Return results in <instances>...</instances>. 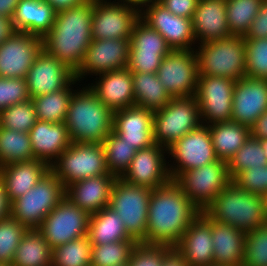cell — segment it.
I'll return each mask as SVG.
<instances>
[{
    "label": "cell",
    "mask_w": 267,
    "mask_h": 266,
    "mask_svg": "<svg viewBox=\"0 0 267 266\" xmlns=\"http://www.w3.org/2000/svg\"><path fill=\"white\" fill-rule=\"evenodd\" d=\"M176 16L192 19L199 0H157Z\"/></svg>",
    "instance_id": "f5cc1de1"
},
{
    "label": "cell",
    "mask_w": 267,
    "mask_h": 266,
    "mask_svg": "<svg viewBox=\"0 0 267 266\" xmlns=\"http://www.w3.org/2000/svg\"><path fill=\"white\" fill-rule=\"evenodd\" d=\"M202 212L211 220L231 225L245 233L266 223L263 196L243 191L233 182Z\"/></svg>",
    "instance_id": "277c9868"
},
{
    "label": "cell",
    "mask_w": 267,
    "mask_h": 266,
    "mask_svg": "<svg viewBox=\"0 0 267 266\" xmlns=\"http://www.w3.org/2000/svg\"><path fill=\"white\" fill-rule=\"evenodd\" d=\"M74 78L73 70L43 49L25 77L30 98L65 88Z\"/></svg>",
    "instance_id": "ffe728a7"
},
{
    "label": "cell",
    "mask_w": 267,
    "mask_h": 266,
    "mask_svg": "<svg viewBox=\"0 0 267 266\" xmlns=\"http://www.w3.org/2000/svg\"><path fill=\"white\" fill-rule=\"evenodd\" d=\"M108 172L120 178L131 164L137 150L112 131L102 143Z\"/></svg>",
    "instance_id": "8d00e7d4"
},
{
    "label": "cell",
    "mask_w": 267,
    "mask_h": 266,
    "mask_svg": "<svg viewBox=\"0 0 267 266\" xmlns=\"http://www.w3.org/2000/svg\"><path fill=\"white\" fill-rule=\"evenodd\" d=\"M94 0L57 11L50 31L42 38L43 50L76 72L92 41Z\"/></svg>",
    "instance_id": "7a4b0ae2"
},
{
    "label": "cell",
    "mask_w": 267,
    "mask_h": 266,
    "mask_svg": "<svg viewBox=\"0 0 267 266\" xmlns=\"http://www.w3.org/2000/svg\"><path fill=\"white\" fill-rule=\"evenodd\" d=\"M242 266H267V223L246 233Z\"/></svg>",
    "instance_id": "f6af8a7d"
},
{
    "label": "cell",
    "mask_w": 267,
    "mask_h": 266,
    "mask_svg": "<svg viewBox=\"0 0 267 266\" xmlns=\"http://www.w3.org/2000/svg\"><path fill=\"white\" fill-rule=\"evenodd\" d=\"M78 81L77 78H74L65 88L31 98L35 107L37 120L52 123L64 122L69 103L76 90L74 87L82 85Z\"/></svg>",
    "instance_id": "836d02e7"
},
{
    "label": "cell",
    "mask_w": 267,
    "mask_h": 266,
    "mask_svg": "<svg viewBox=\"0 0 267 266\" xmlns=\"http://www.w3.org/2000/svg\"><path fill=\"white\" fill-rule=\"evenodd\" d=\"M49 171L47 163L32 159L0 167V178L5 183L7 195L12 202L33 188Z\"/></svg>",
    "instance_id": "f1b7e54d"
},
{
    "label": "cell",
    "mask_w": 267,
    "mask_h": 266,
    "mask_svg": "<svg viewBox=\"0 0 267 266\" xmlns=\"http://www.w3.org/2000/svg\"><path fill=\"white\" fill-rule=\"evenodd\" d=\"M135 240L92 245L90 266H121L129 263Z\"/></svg>",
    "instance_id": "60d3db41"
},
{
    "label": "cell",
    "mask_w": 267,
    "mask_h": 266,
    "mask_svg": "<svg viewBox=\"0 0 267 266\" xmlns=\"http://www.w3.org/2000/svg\"><path fill=\"white\" fill-rule=\"evenodd\" d=\"M167 156L173 160H168V169L172 180H175L182 172L219 160L212 144L209 127L204 124L189 131L169 146Z\"/></svg>",
    "instance_id": "8fae6325"
},
{
    "label": "cell",
    "mask_w": 267,
    "mask_h": 266,
    "mask_svg": "<svg viewBox=\"0 0 267 266\" xmlns=\"http://www.w3.org/2000/svg\"><path fill=\"white\" fill-rule=\"evenodd\" d=\"M44 1L48 2L57 12L82 4L86 0H44Z\"/></svg>",
    "instance_id": "680465c9"
},
{
    "label": "cell",
    "mask_w": 267,
    "mask_h": 266,
    "mask_svg": "<svg viewBox=\"0 0 267 266\" xmlns=\"http://www.w3.org/2000/svg\"><path fill=\"white\" fill-rule=\"evenodd\" d=\"M0 266H11V265L0 263Z\"/></svg>",
    "instance_id": "e7e4bbea"
},
{
    "label": "cell",
    "mask_w": 267,
    "mask_h": 266,
    "mask_svg": "<svg viewBox=\"0 0 267 266\" xmlns=\"http://www.w3.org/2000/svg\"><path fill=\"white\" fill-rule=\"evenodd\" d=\"M201 124L200 109L195 96L172 97L163 109L154 111V143L167 149Z\"/></svg>",
    "instance_id": "52a82bcc"
},
{
    "label": "cell",
    "mask_w": 267,
    "mask_h": 266,
    "mask_svg": "<svg viewBox=\"0 0 267 266\" xmlns=\"http://www.w3.org/2000/svg\"><path fill=\"white\" fill-rule=\"evenodd\" d=\"M263 198H264V214L267 223V194Z\"/></svg>",
    "instance_id": "be15d7a7"
},
{
    "label": "cell",
    "mask_w": 267,
    "mask_h": 266,
    "mask_svg": "<svg viewBox=\"0 0 267 266\" xmlns=\"http://www.w3.org/2000/svg\"><path fill=\"white\" fill-rule=\"evenodd\" d=\"M200 212L174 180L153 189L143 243L174 247Z\"/></svg>",
    "instance_id": "6da1fadb"
},
{
    "label": "cell",
    "mask_w": 267,
    "mask_h": 266,
    "mask_svg": "<svg viewBox=\"0 0 267 266\" xmlns=\"http://www.w3.org/2000/svg\"><path fill=\"white\" fill-rule=\"evenodd\" d=\"M166 155L167 149L156 143L138 150L120 179L152 190L166 185L172 180Z\"/></svg>",
    "instance_id": "d6986e66"
},
{
    "label": "cell",
    "mask_w": 267,
    "mask_h": 266,
    "mask_svg": "<svg viewBox=\"0 0 267 266\" xmlns=\"http://www.w3.org/2000/svg\"><path fill=\"white\" fill-rule=\"evenodd\" d=\"M29 99L25 78L0 77V112L13 104Z\"/></svg>",
    "instance_id": "c3c4849f"
},
{
    "label": "cell",
    "mask_w": 267,
    "mask_h": 266,
    "mask_svg": "<svg viewBox=\"0 0 267 266\" xmlns=\"http://www.w3.org/2000/svg\"><path fill=\"white\" fill-rule=\"evenodd\" d=\"M135 106L157 111L163 109L172 97L163 87L157 73L131 72Z\"/></svg>",
    "instance_id": "e575fe53"
},
{
    "label": "cell",
    "mask_w": 267,
    "mask_h": 266,
    "mask_svg": "<svg viewBox=\"0 0 267 266\" xmlns=\"http://www.w3.org/2000/svg\"><path fill=\"white\" fill-rule=\"evenodd\" d=\"M50 170L65 187L85 178L112 175L107 169L103 145L95 143L72 142Z\"/></svg>",
    "instance_id": "9c48e42d"
},
{
    "label": "cell",
    "mask_w": 267,
    "mask_h": 266,
    "mask_svg": "<svg viewBox=\"0 0 267 266\" xmlns=\"http://www.w3.org/2000/svg\"><path fill=\"white\" fill-rule=\"evenodd\" d=\"M117 1H123V2H131V3H135L138 6H141L142 4H144L146 1L149 0H117Z\"/></svg>",
    "instance_id": "94428289"
},
{
    "label": "cell",
    "mask_w": 267,
    "mask_h": 266,
    "mask_svg": "<svg viewBox=\"0 0 267 266\" xmlns=\"http://www.w3.org/2000/svg\"><path fill=\"white\" fill-rule=\"evenodd\" d=\"M243 191L265 196L267 194V165L248 168L240 172L233 180Z\"/></svg>",
    "instance_id": "681fc988"
},
{
    "label": "cell",
    "mask_w": 267,
    "mask_h": 266,
    "mask_svg": "<svg viewBox=\"0 0 267 266\" xmlns=\"http://www.w3.org/2000/svg\"><path fill=\"white\" fill-rule=\"evenodd\" d=\"M88 236L92 245L134 240L127 233L120 216L110 207L90 214Z\"/></svg>",
    "instance_id": "1f68e13d"
},
{
    "label": "cell",
    "mask_w": 267,
    "mask_h": 266,
    "mask_svg": "<svg viewBox=\"0 0 267 266\" xmlns=\"http://www.w3.org/2000/svg\"><path fill=\"white\" fill-rule=\"evenodd\" d=\"M96 76L88 86L113 112L135 106L133 78L127 67Z\"/></svg>",
    "instance_id": "603a6c76"
},
{
    "label": "cell",
    "mask_w": 267,
    "mask_h": 266,
    "mask_svg": "<svg viewBox=\"0 0 267 266\" xmlns=\"http://www.w3.org/2000/svg\"><path fill=\"white\" fill-rule=\"evenodd\" d=\"M140 18L159 32L172 50H194L197 46L192 19L172 14L157 0L140 6Z\"/></svg>",
    "instance_id": "9a60e30c"
},
{
    "label": "cell",
    "mask_w": 267,
    "mask_h": 266,
    "mask_svg": "<svg viewBox=\"0 0 267 266\" xmlns=\"http://www.w3.org/2000/svg\"><path fill=\"white\" fill-rule=\"evenodd\" d=\"M116 179L114 175H100L75 181L65 187V197L87 213H96L109 207Z\"/></svg>",
    "instance_id": "d4e9b609"
},
{
    "label": "cell",
    "mask_w": 267,
    "mask_h": 266,
    "mask_svg": "<svg viewBox=\"0 0 267 266\" xmlns=\"http://www.w3.org/2000/svg\"><path fill=\"white\" fill-rule=\"evenodd\" d=\"M200 213L211 223L214 264L242 266L246 233L231 225L211 220L202 211Z\"/></svg>",
    "instance_id": "83f0119b"
},
{
    "label": "cell",
    "mask_w": 267,
    "mask_h": 266,
    "mask_svg": "<svg viewBox=\"0 0 267 266\" xmlns=\"http://www.w3.org/2000/svg\"><path fill=\"white\" fill-rule=\"evenodd\" d=\"M29 136L35 159L44 161L49 166L72 143L64 122L52 123L37 120L29 131Z\"/></svg>",
    "instance_id": "4316f807"
},
{
    "label": "cell",
    "mask_w": 267,
    "mask_h": 266,
    "mask_svg": "<svg viewBox=\"0 0 267 266\" xmlns=\"http://www.w3.org/2000/svg\"><path fill=\"white\" fill-rule=\"evenodd\" d=\"M264 0H226L230 34L244 37Z\"/></svg>",
    "instance_id": "74e56055"
},
{
    "label": "cell",
    "mask_w": 267,
    "mask_h": 266,
    "mask_svg": "<svg viewBox=\"0 0 267 266\" xmlns=\"http://www.w3.org/2000/svg\"><path fill=\"white\" fill-rule=\"evenodd\" d=\"M42 49V37L14 32L0 45V77L25 78Z\"/></svg>",
    "instance_id": "ac0fdd59"
},
{
    "label": "cell",
    "mask_w": 267,
    "mask_h": 266,
    "mask_svg": "<svg viewBox=\"0 0 267 266\" xmlns=\"http://www.w3.org/2000/svg\"><path fill=\"white\" fill-rule=\"evenodd\" d=\"M167 54L129 53L127 68L131 72L157 73Z\"/></svg>",
    "instance_id": "f907efd6"
},
{
    "label": "cell",
    "mask_w": 267,
    "mask_h": 266,
    "mask_svg": "<svg viewBox=\"0 0 267 266\" xmlns=\"http://www.w3.org/2000/svg\"><path fill=\"white\" fill-rule=\"evenodd\" d=\"M194 51L198 60L199 75L227 77L235 81L245 77L244 37L232 35L198 44Z\"/></svg>",
    "instance_id": "5b68a950"
},
{
    "label": "cell",
    "mask_w": 267,
    "mask_h": 266,
    "mask_svg": "<svg viewBox=\"0 0 267 266\" xmlns=\"http://www.w3.org/2000/svg\"><path fill=\"white\" fill-rule=\"evenodd\" d=\"M161 266H189L184 257L175 249L171 247L164 255Z\"/></svg>",
    "instance_id": "9f6ffc18"
},
{
    "label": "cell",
    "mask_w": 267,
    "mask_h": 266,
    "mask_svg": "<svg viewBox=\"0 0 267 266\" xmlns=\"http://www.w3.org/2000/svg\"><path fill=\"white\" fill-rule=\"evenodd\" d=\"M140 19V6L131 2L94 0L92 11V40L131 37Z\"/></svg>",
    "instance_id": "7c38bea8"
},
{
    "label": "cell",
    "mask_w": 267,
    "mask_h": 266,
    "mask_svg": "<svg viewBox=\"0 0 267 266\" xmlns=\"http://www.w3.org/2000/svg\"><path fill=\"white\" fill-rule=\"evenodd\" d=\"M210 266H225V265H217V264H212Z\"/></svg>",
    "instance_id": "03108f58"
},
{
    "label": "cell",
    "mask_w": 267,
    "mask_h": 266,
    "mask_svg": "<svg viewBox=\"0 0 267 266\" xmlns=\"http://www.w3.org/2000/svg\"><path fill=\"white\" fill-rule=\"evenodd\" d=\"M267 110V79L243 77L236 80L231 120L251 127Z\"/></svg>",
    "instance_id": "44dd1931"
},
{
    "label": "cell",
    "mask_w": 267,
    "mask_h": 266,
    "mask_svg": "<svg viewBox=\"0 0 267 266\" xmlns=\"http://www.w3.org/2000/svg\"><path fill=\"white\" fill-rule=\"evenodd\" d=\"M211 223L200 213L174 246L189 266L214 264Z\"/></svg>",
    "instance_id": "cb8c5ba5"
},
{
    "label": "cell",
    "mask_w": 267,
    "mask_h": 266,
    "mask_svg": "<svg viewBox=\"0 0 267 266\" xmlns=\"http://www.w3.org/2000/svg\"><path fill=\"white\" fill-rule=\"evenodd\" d=\"M11 217V201L6 192L5 183L0 178V221Z\"/></svg>",
    "instance_id": "11a10c76"
},
{
    "label": "cell",
    "mask_w": 267,
    "mask_h": 266,
    "mask_svg": "<svg viewBox=\"0 0 267 266\" xmlns=\"http://www.w3.org/2000/svg\"><path fill=\"white\" fill-rule=\"evenodd\" d=\"M152 189L117 178L110 193L109 207L120 216L127 233L136 241L146 239L148 204Z\"/></svg>",
    "instance_id": "ba28073f"
},
{
    "label": "cell",
    "mask_w": 267,
    "mask_h": 266,
    "mask_svg": "<svg viewBox=\"0 0 267 266\" xmlns=\"http://www.w3.org/2000/svg\"><path fill=\"white\" fill-rule=\"evenodd\" d=\"M235 82L227 77L199 75L195 98L202 124L231 121Z\"/></svg>",
    "instance_id": "4fadbf2b"
},
{
    "label": "cell",
    "mask_w": 267,
    "mask_h": 266,
    "mask_svg": "<svg viewBox=\"0 0 267 266\" xmlns=\"http://www.w3.org/2000/svg\"><path fill=\"white\" fill-rule=\"evenodd\" d=\"M171 51L159 32L141 18L136 22L130 37L129 53L169 54Z\"/></svg>",
    "instance_id": "f35d334b"
},
{
    "label": "cell",
    "mask_w": 267,
    "mask_h": 266,
    "mask_svg": "<svg viewBox=\"0 0 267 266\" xmlns=\"http://www.w3.org/2000/svg\"><path fill=\"white\" fill-rule=\"evenodd\" d=\"M64 198L65 186L50 170L33 188L11 202V217L27 229H38Z\"/></svg>",
    "instance_id": "8992f818"
},
{
    "label": "cell",
    "mask_w": 267,
    "mask_h": 266,
    "mask_svg": "<svg viewBox=\"0 0 267 266\" xmlns=\"http://www.w3.org/2000/svg\"><path fill=\"white\" fill-rule=\"evenodd\" d=\"M170 248L165 244L137 242L130 254L128 266H161L163 257Z\"/></svg>",
    "instance_id": "7dc6e473"
},
{
    "label": "cell",
    "mask_w": 267,
    "mask_h": 266,
    "mask_svg": "<svg viewBox=\"0 0 267 266\" xmlns=\"http://www.w3.org/2000/svg\"><path fill=\"white\" fill-rule=\"evenodd\" d=\"M26 231L27 228L12 217L0 221V263L11 265Z\"/></svg>",
    "instance_id": "ee69618b"
},
{
    "label": "cell",
    "mask_w": 267,
    "mask_h": 266,
    "mask_svg": "<svg viewBox=\"0 0 267 266\" xmlns=\"http://www.w3.org/2000/svg\"><path fill=\"white\" fill-rule=\"evenodd\" d=\"M53 249L38 229H27L11 266H52Z\"/></svg>",
    "instance_id": "d6a6232c"
},
{
    "label": "cell",
    "mask_w": 267,
    "mask_h": 266,
    "mask_svg": "<svg viewBox=\"0 0 267 266\" xmlns=\"http://www.w3.org/2000/svg\"><path fill=\"white\" fill-rule=\"evenodd\" d=\"M260 141V144L262 146V148L264 149V152L266 154V158H267V138L266 139H258Z\"/></svg>",
    "instance_id": "6125c7cd"
},
{
    "label": "cell",
    "mask_w": 267,
    "mask_h": 266,
    "mask_svg": "<svg viewBox=\"0 0 267 266\" xmlns=\"http://www.w3.org/2000/svg\"><path fill=\"white\" fill-rule=\"evenodd\" d=\"M192 27L197 45L232 36L228 29L226 0H199Z\"/></svg>",
    "instance_id": "484cf974"
},
{
    "label": "cell",
    "mask_w": 267,
    "mask_h": 266,
    "mask_svg": "<svg viewBox=\"0 0 267 266\" xmlns=\"http://www.w3.org/2000/svg\"><path fill=\"white\" fill-rule=\"evenodd\" d=\"M54 8L44 0H20L12 17L16 31L44 37L52 28Z\"/></svg>",
    "instance_id": "f546056e"
},
{
    "label": "cell",
    "mask_w": 267,
    "mask_h": 266,
    "mask_svg": "<svg viewBox=\"0 0 267 266\" xmlns=\"http://www.w3.org/2000/svg\"><path fill=\"white\" fill-rule=\"evenodd\" d=\"M92 244L89 236L53 248L52 266H90Z\"/></svg>",
    "instance_id": "ab89813d"
},
{
    "label": "cell",
    "mask_w": 267,
    "mask_h": 266,
    "mask_svg": "<svg viewBox=\"0 0 267 266\" xmlns=\"http://www.w3.org/2000/svg\"><path fill=\"white\" fill-rule=\"evenodd\" d=\"M154 112L131 106L113 112V131L137 151L152 146Z\"/></svg>",
    "instance_id": "7402d4cb"
},
{
    "label": "cell",
    "mask_w": 267,
    "mask_h": 266,
    "mask_svg": "<svg viewBox=\"0 0 267 266\" xmlns=\"http://www.w3.org/2000/svg\"><path fill=\"white\" fill-rule=\"evenodd\" d=\"M216 156L226 163L251 136L250 128L235 121L208 125Z\"/></svg>",
    "instance_id": "4dcf8cb0"
},
{
    "label": "cell",
    "mask_w": 267,
    "mask_h": 266,
    "mask_svg": "<svg viewBox=\"0 0 267 266\" xmlns=\"http://www.w3.org/2000/svg\"><path fill=\"white\" fill-rule=\"evenodd\" d=\"M159 80L171 97L195 96L198 60L194 50H172L157 71Z\"/></svg>",
    "instance_id": "2e32d148"
},
{
    "label": "cell",
    "mask_w": 267,
    "mask_h": 266,
    "mask_svg": "<svg viewBox=\"0 0 267 266\" xmlns=\"http://www.w3.org/2000/svg\"><path fill=\"white\" fill-rule=\"evenodd\" d=\"M129 48V38L92 40L82 64L75 72V78L81 83L89 75L91 77L126 68L129 60Z\"/></svg>",
    "instance_id": "e0dca14e"
},
{
    "label": "cell",
    "mask_w": 267,
    "mask_h": 266,
    "mask_svg": "<svg viewBox=\"0 0 267 266\" xmlns=\"http://www.w3.org/2000/svg\"><path fill=\"white\" fill-rule=\"evenodd\" d=\"M267 38V1H263L244 39Z\"/></svg>",
    "instance_id": "816d5d0a"
},
{
    "label": "cell",
    "mask_w": 267,
    "mask_h": 266,
    "mask_svg": "<svg viewBox=\"0 0 267 266\" xmlns=\"http://www.w3.org/2000/svg\"><path fill=\"white\" fill-rule=\"evenodd\" d=\"M84 85L76 87L64 123L71 142L102 144L113 131V111Z\"/></svg>",
    "instance_id": "3957f363"
},
{
    "label": "cell",
    "mask_w": 267,
    "mask_h": 266,
    "mask_svg": "<svg viewBox=\"0 0 267 266\" xmlns=\"http://www.w3.org/2000/svg\"><path fill=\"white\" fill-rule=\"evenodd\" d=\"M245 77L267 79V38L244 39Z\"/></svg>",
    "instance_id": "bcb514c9"
},
{
    "label": "cell",
    "mask_w": 267,
    "mask_h": 266,
    "mask_svg": "<svg viewBox=\"0 0 267 266\" xmlns=\"http://www.w3.org/2000/svg\"><path fill=\"white\" fill-rule=\"evenodd\" d=\"M20 0H0V16L11 18Z\"/></svg>",
    "instance_id": "91938a15"
},
{
    "label": "cell",
    "mask_w": 267,
    "mask_h": 266,
    "mask_svg": "<svg viewBox=\"0 0 267 266\" xmlns=\"http://www.w3.org/2000/svg\"><path fill=\"white\" fill-rule=\"evenodd\" d=\"M16 32L11 18L0 16V45Z\"/></svg>",
    "instance_id": "6f0895ef"
},
{
    "label": "cell",
    "mask_w": 267,
    "mask_h": 266,
    "mask_svg": "<svg viewBox=\"0 0 267 266\" xmlns=\"http://www.w3.org/2000/svg\"><path fill=\"white\" fill-rule=\"evenodd\" d=\"M32 159L29 133L0 127V167Z\"/></svg>",
    "instance_id": "d590c367"
},
{
    "label": "cell",
    "mask_w": 267,
    "mask_h": 266,
    "mask_svg": "<svg viewBox=\"0 0 267 266\" xmlns=\"http://www.w3.org/2000/svg\"><path fill=\"white\" fill-rule=\"evenodd\" d=\"M191 202L202 211L231 182L228 164L216 160L199 168L182 172L174 180Z\"/></svg>",
    "instance_id": "30bf717a"
},
{
    "label": "cell",
    "mask_w": 267,
    "mask_h": 266,
    "mask_svg": "<svg viewBox=\"0 0 267 266\" xmlns=\"http://www.w3.org/2000/svg\"><path fill=\"white\" fill-rule=\"evenodd\" d=\"M227 164L230 178L233 180L248 168L266 166L267 158L260 141L250 136Z\"/></svg>",
    "instance_id": "b9f144b4"
},
{
    "label": "cell",
    "mask_w": 267,
    "mask_h": 266,
    "mask_svg": "<svg viewBox=\"0 0 267 266\" xmlns=\"http://www.w3.org/2000/svg\"><path fill=\"white\" fill-rule=\"evenodd\" d=\"M90 214L64 198L44 218L38 230L53 249L88 235Z\"/></svg>",
    "instance_id": "5bb4252c"
},
{
    "label": "cell",
    "mask_w": 267,
    "mask_h": 266,
    "mask_svg": "<svg viewBox=\"0 0 267 266\" xmlns=\"http://www.w3.org/2000/svg\"><path fill=\"white\" fill-rule=\"evenodd\" d=\"M37 121L31 98L13 104L0 112V127L29 133Z\"/></svg>",
    "instance_id": "7bdbcfd3"
},
{
    "label": "cell",
    "mask_w": 267,
    "mask_h": 266,
    "mask_svg": "<svg viewBox=\"0 0 267 266\" xmlns=\"http://www.w3.org/2000/svg\"><path fill=\"white\" fill-rule=\"evenodd\" d=\"M251 136L255 139L267 138V110L263 112L250 127Z\"/></svg>",
    "instance_id": "db71d44e"
}]
</instances>
